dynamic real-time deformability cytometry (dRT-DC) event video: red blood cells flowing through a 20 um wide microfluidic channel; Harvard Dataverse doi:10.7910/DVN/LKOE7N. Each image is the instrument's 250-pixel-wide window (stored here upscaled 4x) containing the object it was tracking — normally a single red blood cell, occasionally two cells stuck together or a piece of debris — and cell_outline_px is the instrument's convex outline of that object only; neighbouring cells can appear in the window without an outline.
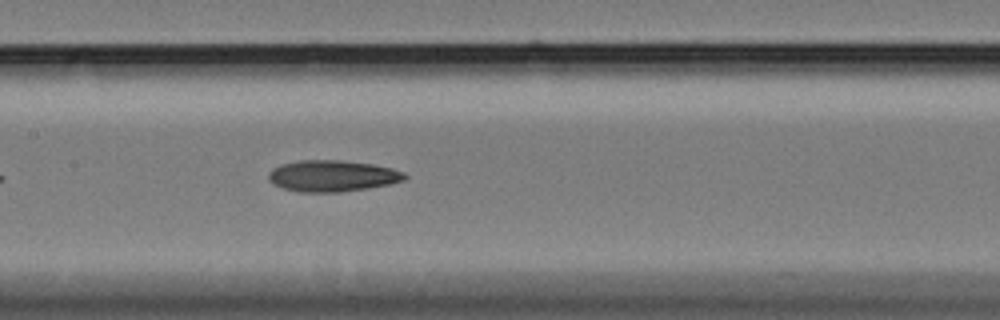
{"species": "Egyptian fruit bat (a non-hibernating species)", "species_latin": "Rousettus aegyptiacus", "temperature_condition": "cold", "stored_images_in_passage": 19, "camera_frame_rate_fps": 3000, "um_per_image_px": 0.085, "animal": {"sex": "female"}, "frame": {"image": 1, "passage_image": 14, "time_ms": 4.333, "image_size_px": [1000, 320], "cell_outline_px": [[408, 176], [404, 180], [388, 184], [368, 188], [340, 192], [300, 192], [284, 188], [272, 184], [268, 180], [268, 172], [272, 168], [280, 164], [300, 160], [340, 160], [372, 164], [392, 168], [404, 172]], "centroid_in_image_um": [28.22, 14.95], "position_along_channel_um": 179.2, "area_um2": 24.97}}